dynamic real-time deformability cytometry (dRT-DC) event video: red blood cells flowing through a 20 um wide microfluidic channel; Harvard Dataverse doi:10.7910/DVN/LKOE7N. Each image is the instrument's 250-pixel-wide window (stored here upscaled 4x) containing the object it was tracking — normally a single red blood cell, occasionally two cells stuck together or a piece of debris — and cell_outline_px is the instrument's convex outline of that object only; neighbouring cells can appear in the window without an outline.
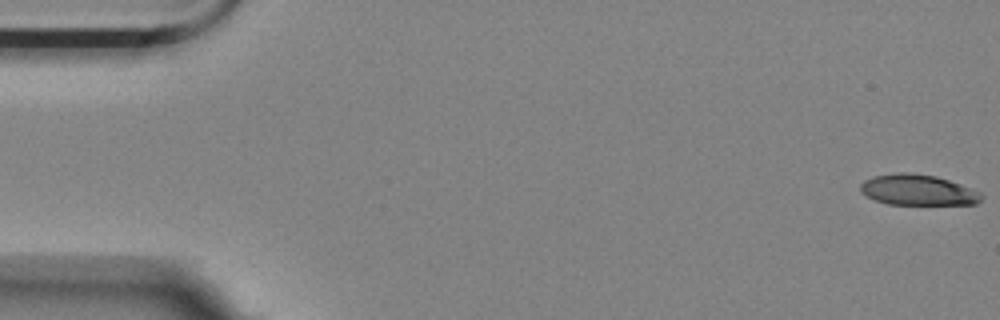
{"species": "Egyptian fruit bat (a non-hibernating species)", "species_latin": "Rousettus aegyptiacus", "temperature_condition": "room temperature", "stored_images_in_passage": 57, "segment_of_instrument_passage": [1, 2], "camera_frame_rate_fps": 3000, "um_per_image_px": 0.085, "animal": {"sex": "female"}, "frame": {"image": 1, "passage_image": 1, "time_ms": 0.0, "image_size_px": [1000, 320], "cell_outline_px": [[984, 196], [976, 204], [888, 204], [876, 200], [860, 192], [860, 184], [864, 180], [872, 176], [896, 172], [912, 172], [936, 176], [960, 184], [980, 192]], "centroid_in_image_um": [77.99, 16.13], "position_along_channel_um": 7.0, "area_um2": 21.68}}
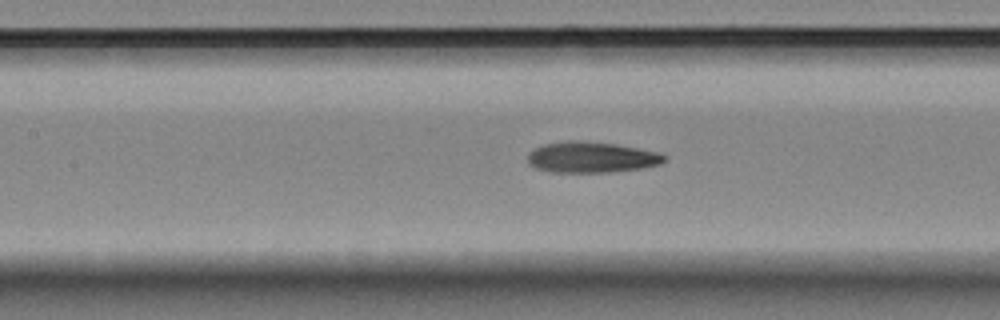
{"frame": {"image": 2, "passage_image": 25, "time_ms": 8.0, "image_size_px": [1000, 320], "cell_outline_px": [[664, 160], [660, 164], [640, 168], [608, 172], [552, 172], [536, 168], [528, 164], [528, 152], [544, 144], [568, 140], [580, 140], [616, 144], [660, 152], [664, 156]], "centroid_in_image_um": [50.24, 13.36], "position_along_channel_um": 157.2, "area_um2": 24.51}}
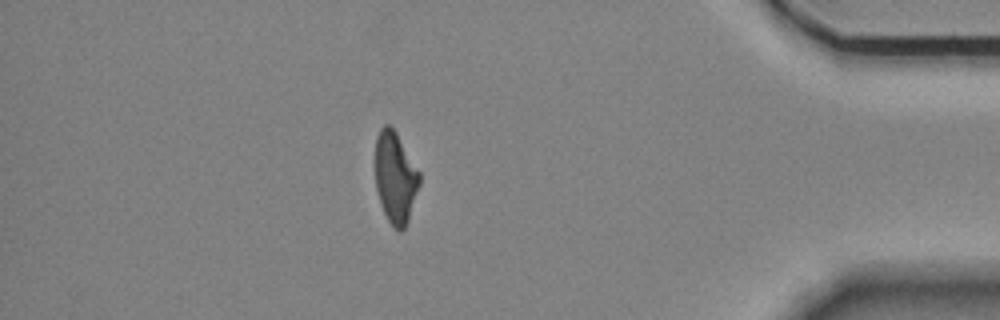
{"frame": {"image": 3, "passage_image": 49, "time_ms": 16.0, "image_size_px": [1000, 320], "cell_outline_px": [[420, 184], [408, 220], [404, 228], [400, 232], [392, 228], [380, 204], [376, 188], [376, 136], [380, 128], [384, 124], [388, 124], [396, 132], [420, 172]], "centroid_in_image_um": [33.6, 15.1], "position_along_channel_um": 401.6, "area_um2": 23.52}}